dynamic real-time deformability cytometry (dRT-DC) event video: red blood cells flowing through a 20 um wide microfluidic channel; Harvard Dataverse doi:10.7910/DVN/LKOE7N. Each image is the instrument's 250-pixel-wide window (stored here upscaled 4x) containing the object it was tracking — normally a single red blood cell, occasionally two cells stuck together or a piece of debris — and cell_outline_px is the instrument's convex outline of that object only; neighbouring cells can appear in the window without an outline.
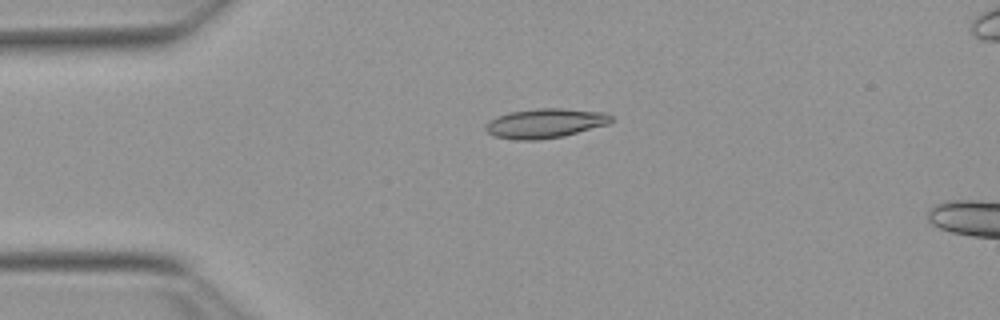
{"species": "Egyptian fruit bat (a non-hibernating species)", "species_latin": "Rousettus aegyptiacus", "temperature_condition": "warm", "stored_images_in_passage": 52, "segment_of_instrument_passage": [1, 2], "camera_frame_rate_fps": 3000, "um_per_image_px": 0.085, "animal": {"sex": "female"}, "frame": {"image": 1, "passage_image": 10, "time_ms": 3.0, "image_size_px": [1000, 320], "cell_outline_px": [[612, 120], [608, 124], [564, 136], [536, 140], [516, 140], [496, 136], [488, 132], [484, 128], [488, 120], [508, 112], [536, 108], [564, 108], [604, 112], [612, 116]], "centroid_in_image_um": [46.33, 10.47], "position_along_channel_um": 38.7, "area_um2": 21.62}}
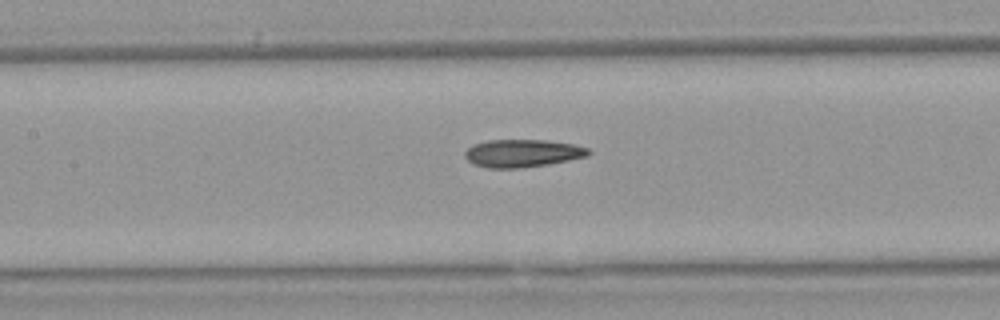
{"frame": {"image": 2, "passage_image": 22, "time_ms": 7.0, "image_size_px": [1000, 320], "cell_outline_px": [[592, 152], [588, 156], [548, 164], [520, 168], [488, 168], [472, 164], [464, 156], [464, 152], [472, 144], [488, 140], [548, 140], [572, 144], [588, 148]], "centroid_in_image_um": [44.38, 13.02], "position_along_channel_um": 163.0, "area_um2": 20.06}}
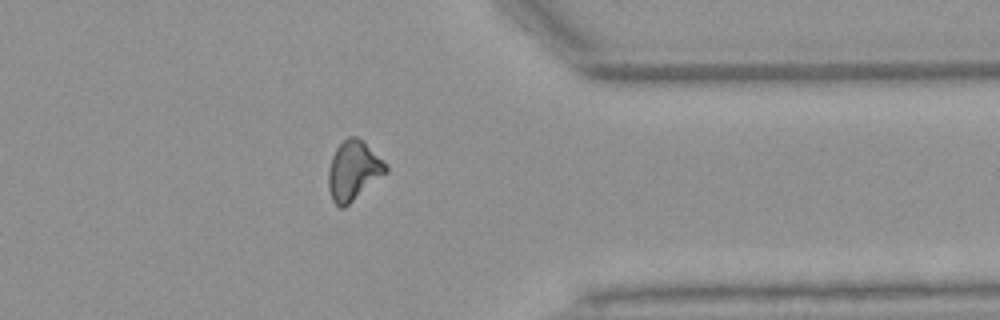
{"frame": {"image": 3, "passage_image": 40, "time_ms": 13.0, "image_size_px": [1000, 320], "cell_outline_px": [[388, 172], [344, 208], [340, 208], [332, 200], [328, 188], [328, 168], [332, 156], [336, 148], [348, 136], [356, 136], [388, 168]], "centroid_in_image_um": [29.99, 14.55], "position_along_channel_um": 381.4, "area_um2": 19.42}}